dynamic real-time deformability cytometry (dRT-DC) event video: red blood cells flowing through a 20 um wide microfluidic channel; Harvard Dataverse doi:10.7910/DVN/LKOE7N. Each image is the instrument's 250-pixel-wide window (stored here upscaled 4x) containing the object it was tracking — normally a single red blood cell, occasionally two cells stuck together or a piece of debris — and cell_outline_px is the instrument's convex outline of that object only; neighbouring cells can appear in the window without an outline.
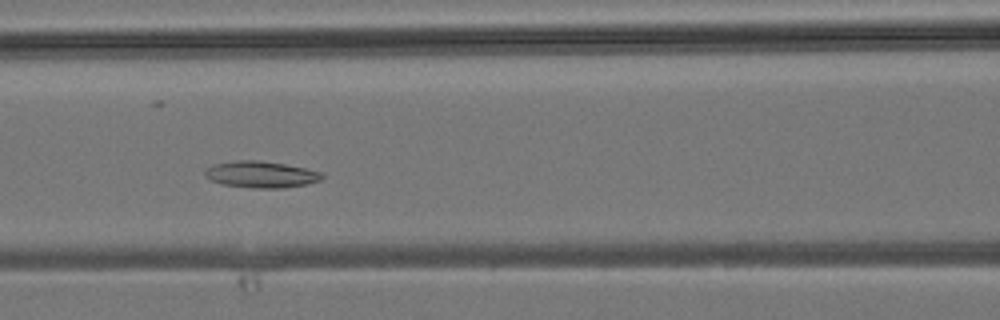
{"species": "common noctule bat (a hibernating species)", "species_latin": "Nyctalus noctula", "temperature_condition": "room temperature", "stored_images_in_passage": 32, "camera_frame_rate_fps": 3000, "um_per_image_px": 0.085, "animal": {"sex": "male", "body_mass_g": 19.2, "forearm_length_mm": 51.8}, "frame": {"image": 1, "passage_image": 7, "time_ms": 2.0, "image_size_px": [1000, 320], "cell_outline_px": [[324, 176], [320, 180], [308, 184], [284, 188], [252, 188], [224, 184], [212, 180], [204, 176], [204, 172], [212, 164], [236, 160], [260, 160], [284, 164], [304, 168], [320, 172]], "centroid_in_image_um": [22.18, 14.82], "position_along_channel_um": 144.4, "area_um2": 18.03}}
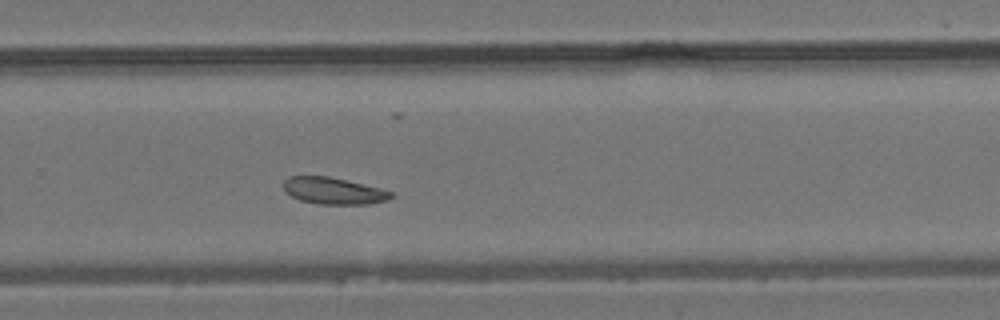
{"frame": {"image": 2, "passage_image": 17, "time_ms": 5.333, "image_size_px": [1000, 320], "cell_outline_px": [[392, 196], [388, 200], [368, 204], [320, 204], [300, 200], [284, 192], [284, 180], [288, 176], [328, 176], [380, 188], [392, 192]], "centroid_in_image_um": [28.32, 16.22], "position_along_channel_um": 301.5, "area_um2": 16.65}}
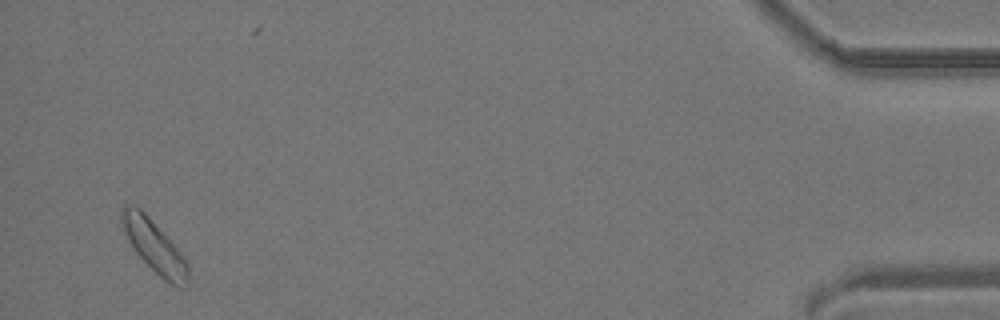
{"frame": {"image": 3, "passage_image": 30, "time_ms": 9.667, "image_size_px": [1000, 320], "cell_outline_px": [[188, 288], [180, 288], [168, 284], [136, 252], [124, 232], [120, 220], [120, 208], [124, 204], [132, 204], [140, 208], [144, 212], [180, 252], [188, 264]], "centroid_in_image_um": [13.1, 20.94], "position_along_channel_um": 422.1, "area_um2": 19.94}}